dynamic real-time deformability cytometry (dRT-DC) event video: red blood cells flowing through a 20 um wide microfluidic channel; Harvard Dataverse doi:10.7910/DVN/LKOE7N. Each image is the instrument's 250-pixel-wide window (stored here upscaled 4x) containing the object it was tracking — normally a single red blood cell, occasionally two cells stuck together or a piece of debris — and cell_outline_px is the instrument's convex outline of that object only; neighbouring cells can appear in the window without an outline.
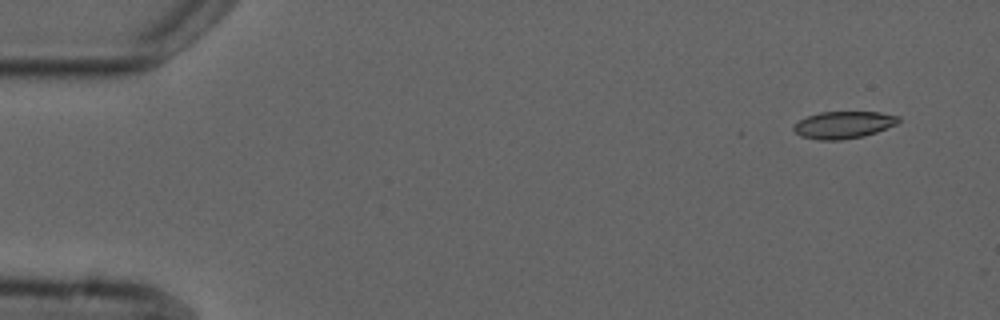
{"species": "common noctule bat (a hibernating species)", "species_latin": "Nyctalus noctula", "temperature_condition": "cold", "stored_images_in_passage": 4, "camera_frame_rate_fps": 3000, "um_per_image_px": 0.085, "animal": {"sex": "male", "forearm_length_mm": 52.5}, "frame": {"image": 1, "passage_image": 1, "time_ms": 0.0, "image_size_px": [1000, 320], "cell_outline_px": [[900, 120], [896, 124], [876, 132], [864, 136], [840, 140], [820, 140], [800, 136], [792, 128], [800, 120], [808, 116], [820, 112], [880, 112], [900, 116]], "centroid_in_image_um": [71.71, 10.61], "position_along_channel_um": 13.3, "area_um2": 16.47}}
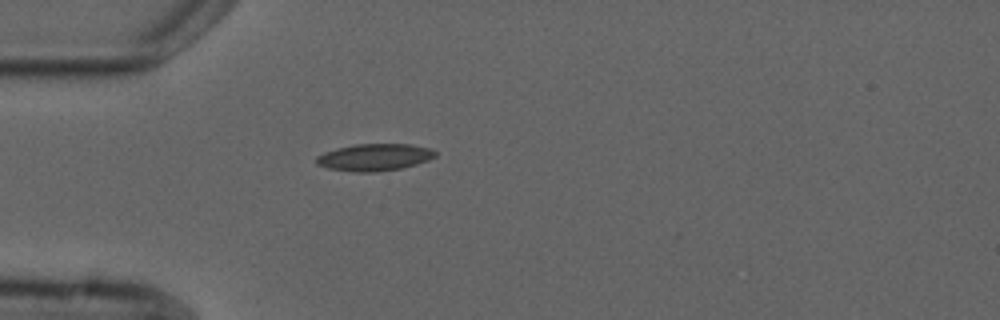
{"frame": {"image": 2, "passage_image": 4, "time_ms": 4.0, "image_size_px": [1000, 320], "cell_outline_px": [[436, 156], [428, 160], [416, 164], [400, 168], [372, 172], [352, 172], [328, 168], [316, 164], [316, 156], [324, 152], [336, 148], [356, 144], [408, 144], [428, 148], [436, 152]], "centroid_in_image_um": [31.78, 13.37], "position_along_channel_um": 53.2, "area_um2": 18.61}}